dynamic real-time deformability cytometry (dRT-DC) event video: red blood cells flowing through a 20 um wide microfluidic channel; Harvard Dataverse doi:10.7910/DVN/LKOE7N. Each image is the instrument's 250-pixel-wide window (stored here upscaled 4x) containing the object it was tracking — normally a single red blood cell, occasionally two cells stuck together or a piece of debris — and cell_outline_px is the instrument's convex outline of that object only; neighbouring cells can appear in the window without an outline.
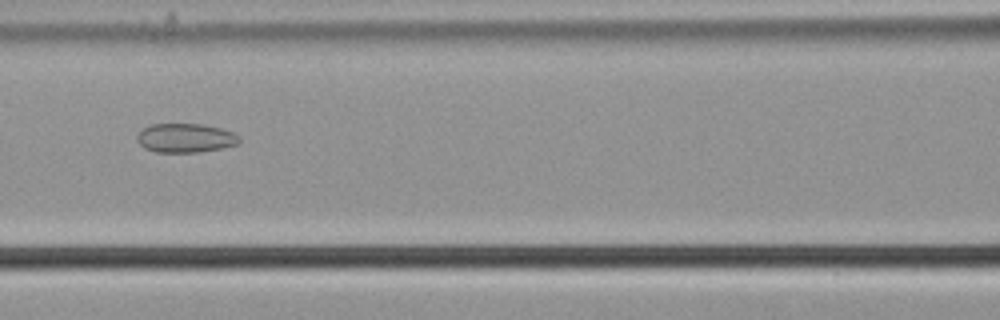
{"species": "common noctule bat (a hibernating species)", "species_latin": "Nyctalus noctula", "temperature_condition": "cold", "stored_images_in_passage": 56, "segment_of_instrument_passage": [2, 2], "camera_frame_rate_fps": 3000, "um_per_image_px": 0.085, "animal": {"sex": "male", "body_mass_g": 21.5, "forearm_length_mm": 52.0}, "frame": {"image": 1, "passage_image": 25, "time_ms": 8.0, "image_size_px": [1000, 320], "cell_outline_px": [[240, 144], [200, 152], [156, 152], [144, 148], [136, 140], [136, 136], [144, 128], [152, 124], [200, 124], [220, 128], [232, 132], [240, 136]], "centroid_in_image_um": [15.77, 11.73], "position_along_channel_um": 150.8, "area_um2": 17.28}}
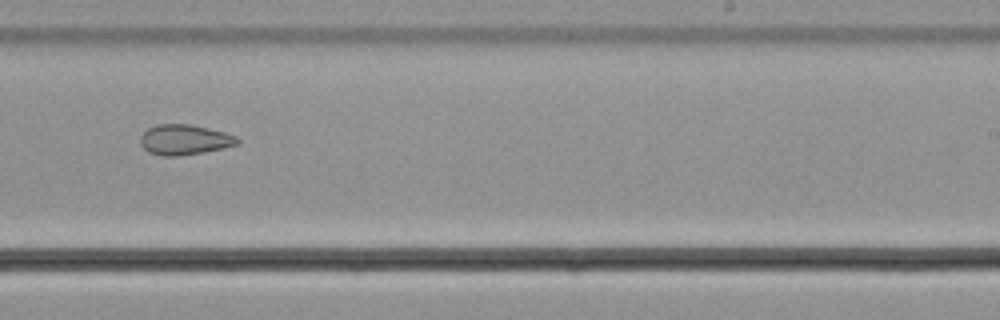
{"frame": {"image": 2, "passage_image": 35, "time_ms": 11.333, "image_size_px": [1000, 320], "cell_outline_px": [[240, 144], [224, 148], [204, 152], [180, 156], [160, 156], [148, 152], [140, 144], [140, 136], [148, 128], [160, 124], [192, 124], [224, 132], [236, 136], [240, 140]], "centroid_in_image_um": [15.69, 11.88], "position_along_channel_um": 273.3, "area_um2": 17.28}}
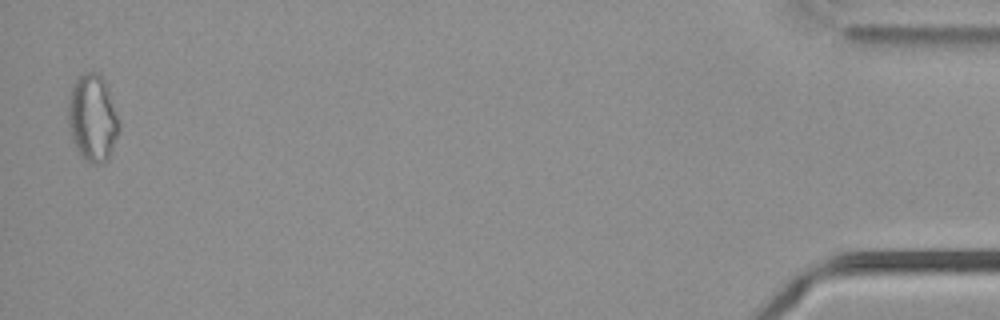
{"frame": {"image": 3, "passage_image": 55, "time_ms": 18.0, "image_size_px": [1000, 320], "cell_outline_px": [[120, 128], [108, 160], [104, 164], [92, 164], [84, 160], [80, 156], [76, 148], [68, 124], [68, 96], [72, 84], [84, 72], [96, 72], [104, 76], [120, 120]], "centroid_in_image_um": [7.88, 10.02], "position_along_channel_um": 427.3, "area_um2": 26.36}}